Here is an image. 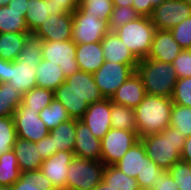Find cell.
<instances>
[{
  "mask_svg": "<svg viewBox=\"0 0 191 190\" xmlns=\"http://www.w3.org/2000/svg\"><path fill=\"white\" fill-rule=\"evenodd\" d=\"M54 98L62 103L73 119L80 120L89 107L85 99L70 88L65 81L54 91Z\"/></svg>",
  "mask_w": 191,
  "mask_h": 190,
  "instance_id": "24",
  "label": "cell"
},
{
  "mask_svg": "<svg viewBox=\"0 0 191 190\" xmlns=\"http://www.w3.org/2000/svg\"><path fill=\"white\" fill-rule=\"evenodd\" d=\"M42 42L43 40L41 38H38L33 33H30L25 39V44L17 60H25L29 62L41 61Z\"/></svg>",
  "mask_w": 191,
  "mask_h": 190,
  "instance_id": "40",
  "label": "cell"
},
{
  "mask_svg": "<svg viewBox=\"0 0 191 190\" xmlns=\"http://www.w3.org/2000/svg\"><path fill=\"white\" fill-rule=\"evenodd\" d=\"M42 59L60 66L65 78L79 71L76 61V44L72 40L43 41Z\"/></svg>",
  "mask_w": 191,
  "mask_h": 190,
  "instance_id": "9",
  "label": "cell"
},
{
  "mask_svg": "<svg viewBox=\"0 0 191 190\" xmlns=\"http://www.w3.org/2000/svg\"><path fill=\"white\" fill-rule=\"evenodd\" d=\"M17 138L13 117H0V155L13 149Z\"/></svg>",
  "mask_w": 191,
  "mask_h": 190,
  "instance_id": "39",
  "label": "cell"
},
{
  "mask_svg": "<svg viewBox=\"0 0 191 190\" xmlns=\"http://www.w3.org/2000/svg\"><path fill=\"white\" fill-rule=\"evenodd\" d=\"M148 160L145 146L139 139L114 166L127 176L136 178L138 174H141Z\"/></svg>",
  "mask_w": 191,
  "mask_h": 190,
  "instance_id": "23",
  "label": "cell"
},
{
  "mask_svg": "<svg viewBox=\"0 0 191 190\" xmlns=\"http://www.w3.org/2000/svg\"><path fill=\"white\" fill-rule=\"evenodd\" d=\"M155 31L150 17L139 16L114 32L138 60H143L150 52Z\"/></svg>",
  "mask_w": 191,
  "mask_h": 190,
  "instance_id": "4",
  "label": "cell"
},
{
  "mask_svg": "<svg viewBox=\"0 0 191 190\" xmlns=\"http://www.w3.org/2000/svg\"><path fill=\"white\" fill-rule=\"evenodd\" d=\"M29 6V0H11L8 3V7L16 10L27 11Z\"/></svg>",
  "mask_w": 191,
  "mask_h": 190,
  "instance_id": "53",
  "label": "cell"
},
{
  "mask_svg": "<svg viewBox=\"0 0 191 190\" xmlns=\"http://www.w3.org/2000/svg\"><path fill=\"white\" fill-rule=\"evenodd\" d=\"M186 1L191 6V0H183Z\"/></svg>",
  "mask_w": 191,
  "mask_h": 190,
  "instance_id": "58",
  "label": "cell"
},
{
  "mask_svg": "<svg viewBox=\"0 0 191 190\" xmlns=\"http://www.w3.org/2000/svg\"><path fill=\"white\" fill-rule=\"evenodd\" d=\"M16 155L13 150L0 155V186L13 185L20 178Z\"/></svg>",
  "mask_w": 191,
  "mask_h": 190,
  "instance_id": "34",
  "label": "cell"
},
{
  "mask_svg": "<svg viewBox=\"0 0 191 190\" xmlns=\"http://www.w3.org/2000/svg\"><path fill=\"white\" fill-rule=\"evenodd\" d=\"M113 7V0H83L76 10L80 14L99 16L101 20L109 23Z\"/></svg>",
  "mask_w": 191,
  "mask_h": 190,
  "instance_id": "36",
  "label": "cell"
},
{
  "mask_svg": "<svg viewBox=\"0 0 191 190\" xmlns=\"http://www.w3.org/2000/svg\"><path fill=\"white\" fill-rule=\"evenodd\" d=\"M140 139L148 158L163 170L168 171L173 164L181 161V151L186 137L180 130L169 126L161 133L147 135Z\"/></svg>",
  "mask_w": 191,
  "mask_h": 190,
  "instance_id": "2",
  "label": "cell"
},
{
  "mask_svg": "<svg viewBox=\"0 0 191 190\" xmlns=\"http://www.w3.org/2000/svg\"><path fill=\"white\" fill-rule=\"evenodd\" d=\"M181 161L191 163V136L185 140L184 147L181 151Z\"/></svg>",
  "mask_w": 191,
  "mask_h": 190,
  "instance_id": "52",
  "label": "cell"
},
{
  "mask_svg": "<svg viewBox=\"0 0 191 190\" xmlns=\"http://www.w3.org/2000/svg\"><path fill=\"white\" fill-rule=\"evenodd\" d=\"M171 99L173 104L191 107V77L176 81Z\"/></svg>",
  "mask_w": 191,
  "mask_h": 190,
  "instance_id": "44",
  "label": "cell"
},
{
  "mask_svg": "<svg viewBox=\"0 0 191 190\" xmlns=\"http://www.w3.org/2000/svg\"><path fill=\"white\" fill-rule=\"evenodd\" d=\"M74 156L101 161V140L96 138L88 126L76 119Z\"/></svg>",
  "mask_w": 191,
  "mask_h": 190,
  "instance_id": "15",
  "label": "cell"
},
{
  "mask_svg": "<svg viewBox=\"0 0 191 190\" xmlns=\"http://www.w3.org/2000/svg\"><path fill=\"white\" fill-rule=\"evenodd\" d=\"M53 99L54 91L35 87L23 95L22 103L39 114L44 107L49 106Z\"/></svg>",
  "mask_w": 191,
  "mask_h": 190,
  "instance_id": "37",
  "label": "cell"
},
{
  "mask_svg": "<svg viewBox=\"0 0 191 190\" xmlns=\"http://www.w3.org/2000/svg\"><path fill=\"white\" fill-rule=\"evenodd\" d=\"M111 126L114 129L137 131L135 110L111 101Z\"/></svg>",
  "mask_w": 191,
  "mask_h": 190,
  "instance_id": "32",
  "label": "cell"
},
{
  "mask_svg": "<svg viewBox=\"0 0 191 190\" xmlns=\"http://www.w3.org/2000/svg\"><path fill=\"white\" fill-rule=\"evenodd\" d=\"M105 61L121 64H138L139 60L115 32L107 33L101 40Z\"/></svg>",
  "mask_w": 191,
  "mask_h": 190,
  "instance_id": "20",
  "label": "cell"
},
{
  "mask_svg": "<svg viewBox=\"0 0 191 190\" xmlns=\"http://www.w3.org/2000/svg\"><path fill=\"white\" fill-rule=\"evenodd\" d=\"M27 11L0 6V33L30 32L25 22Z\"/></svg>",
  "mask_w": 191,
  "mask_h": 190,
  "instance_id": "29",
  "label": "cell"
},
{
  "mask_svg": "<svg viewBox=\"0 0 191 190\" xmlns=\"http://www.w3.org/2000/svg\"><path fill=\"white\" fill-rule=\"evenodd\" d=\"M170 126L180 130L186 138L191 136V107L173 104Z\"/></svg>",
  "mask_w": 191,
  "mask_h": 190,
  "instance_id": "38",
  "label": "cell"
},
{
  "mask_svg": "<svg viewBox=\"0 0 191 190\" xmlns=\"http://www.w3.org/2000/svg\"><path fill=\"white\" fill-rule=\"evenodd\" d=\"M16 155L17 163L21 173L39 170L43 163L36 148L35 142L16 138L12 149Z\"/></svg>",
  "mask_w": 191,
  "mask_h": 190,
  "instance_id": "21",
  "label": "cell"
},
{
  "mask_svg": "<svg viewBox=\"0 0 191 190\" xmlns=\"http://www.w3.org/2000/svg\"><path fill=\"white\" fill-rule=\"evenodd\" d=\"M146 91L141 77L133 73L111 96V101L135 109L144 99Z\"/></svg>",
  "mask_w": 191,
  "mask_h": 190,
  "instance_id": "18",
  "label": "cell"
},
{
  "mask_svg": "<svg viewBox=\"0 0 191 190\" xmlns=\"http://www.w3.org/2000/svg\"><path fill=\"white\" fill-rule=\"evenodd\" d=\"M72 13L58 15L52 13L33 33L43 41H66L72 39Z\"/></svg>",
  "mask_w": 191,
  "mask_h": 190,
  "instance_id": "12",
  "label": "cell"
},
{
  "mask_svg": "<svg viewBox=\"0 0 191 190\" xmlns=\"http://www.w3.org/2000/svg\"><path fill=\"white\" fill-rule=\"evenodd\" d=\"M13 118L17 138L37 142L50 133V130L39 117V114L36 111L30 110L23 103L17 107Z\"/></svg>",
  "mask_w": 191,
  "mask_h": 190,
  "instance_id": "10",
  "label": "cell"
},
{
  "mask_svg": "<svg viewBox=\"0 0 191 190\" xmlns=\"http://www.w3.org/2000/svg\"><path fill=\"white\" fill-rule=\"evenodd\" d=\"M105 165L102 161L74 156L66 181V190H94L102 181Z\"/></svg>",
  "mask_w": 191,
  "mask_h": 190,
  "instance_id": "5",
  "label": "cell"
},
{
  "mask_svg": "<svg viewBox=\"0 0 191 190\" xmlns=\"http://www.w3.org/2000/svg\"><path fill=\"white\" fill-rule=\"evenodd\" d=\"M76 61L80 71L96 72L105 62L101 42L76 44Z\"/></svg>",
  "mask_w": 191,
  "mask_h": 190,
  "instance_id": "22",
  "label": "cell"
},
{
  "mask_svg": "<svg viewBox=\"0 0 191 190\" xmlns=\"http://www.w3.org/2000/svg\"><path fill=\"white\" fill-rule=\"evenodd\" d=\"M113 6L123 7V6H133V0H113Z\"/></svg>",
  "mask_w": 191,
  "mask_h": 190,
  "instance_id": "54",
  "label": "cell"
},
{
  "mask_svg": "<svg viewBox=\"0 0 191 190\" xmlns=\"http://www.w3.org/2000/svg\"><path fill=\"white\" fill-rule=\"evenodd\" d=\"M65 82L70 85V88L85 99L89 105L105 99L96 85L92 73L79 70L71 76L65 78Z\"/></svg>",
  "mask_w": 191,
  "mask_h": 190,
  "instance_id": "19",
  "label": "cell"
},
{
  "mask_svg": "<svg viewBox=\"0 0 191 190\" xmlns=\"http://www.w3.org/2000/svg\"><path fill=\"white\" fill-rule=\"evenodd\" d=\"M10 61L0 58V83L9 81Z\"/></svg>",
  "mask_w": 191,
  "mask_h": 190,
  "instance_id": "51",
  "label": "cell"
},
{
  "mask_svg": "<svg viewBox=\"0 0 191 190\" xmlns=\"http://www.w3.org/2000/svg\"><path fill=\"white\" fill-rule=\"evenodd\" d=\"M102 181L116 190H140L136 178L127 176L114 165H105Z\"/></svg>",
  "mask_w": 191,
  "mask_h": 190,
  "instance_id": "31",
  "label": "cell"
},
{
  "mask_svg": "<svg viewBox=\"0 0 191 190\" xmlns=\"http://www.w3.org/2000/svg\"><path fill=\"white\" fill-rule=\"evenodd\" d=\"M35 144L36 148H38L37 152L43 161L58 151L57 149H54L53 138L50 135L45 136L41 140L35 142Z\"/></svg>",
  "mask_w": 191,
  "mask_h": 190,
  "instance_id": "48",
  "label": "cell"
},
{
  "mask_svg": "<svg viewBox=\"0 0 191 190\" xmlns=\"http://www.w3.org/2000/svg\"><path fill=\"white\" fill-rule=\"evenodd\" d=\"M140 15L136 12L133 7L123 6V7H113V12L109 21L110 32H114L120 27L124 26L128 22L138 18Z\"/></svg>",
  "mask_w": 191,
  "mask_h": 190,
  "instance_id": "43",
  "label": "cell"
},
{
  "mask_svg": "<svg viewBox=\"0 0 191 190\" xmlns=\"http://www.w3.org/2000/svg\"><path fill=\"white\" fill-rule=\"evenodd\" d=\"M72 41L75 44L101 42L110 32L109 23L101 20L99 16L80 14L77 10L72 12Z\"/></svg>",
  "mask_w": 191,
  "mask_h": 190,
  "instance_id": "8",
  "label": "cell"
},
{
  "mask_svg": "<svg viewBox=\"0 0 191 190\" xmlns=\"http://www.w3.org/2000/svg\"><path fill=\"white\" fill-rule=\"evenodd\" d=\"M165 0H133V8L140 16L150 17L153 9L160 6Z\"/></svg>",
  "mask_w": 191,
  "mask_h": 190,
  "instance_id": "47",
  "label": "cell"
},
{
  "mask_svg": "<svg viewBox=\"0 0 191 190\" xmlns=\"http://www.w3.org/2000/svg\"><path fill=\"white\" fill-rule=\"evenodd\" d=\"M172 65L178 79L191 77V49H183Z\"/></svg>",
  "mask_w": 191,
  "mask_h": 190,
  "instance_id": "46",
  "label": "cell"
},
{
  "mask_svg": "<svg viewBox=\"0 0 191 190\" xmlns=\"http://www.w3.org/2000/svg\"><path fill=\"white\" fill-rule=\"evenodd\" d=\"M13 190H57L51 181L42 173L34 170L21 173L20 178L13 184Z\"/></svg>",
  "mask_w": 191,
  "mask_h": 190,
  "instance_id": "30",
  "label": "cell"
},
{
  "mask_svg": "<svg viewBox=\"0 0 191 190\" xmlns=\"http://www.w3.org/2000/svg\"><path fill=\"white\" fill-rule=\"evenodd\" d=\"M76 119L71 118L53 128L49 135L53 138L54 149L58 151H74Z\"/></svg>",
  "mask_w": 191,
  "mask_h": 190,
  "instance_id": "28",
  "label": "cell"
},
{
  "mask_svg": "<svg viewBox=\"0 0 191 190\" xmlns=\"http://www.w3.org/2000/svg\"><path fill=\"white\" fill-rule=\"evenodd\" d=\"M40 61L29 62L25 60L10 61V73L8 83L24 95L37 87L36 69Z\"/></svg>",
  "mask_w": 191,
  "mask_h": 190,
  "instance_id": "16",
  "label": "cell"
},
{
  "mask_svg": "<svg viewBox=\"0 0 191 190\" xmlns=\"http://www.w3.org/2000/svg\"><path fill=\"white\" fill-rule=\"evenodd\" d=\"M30 32L0 33V58L16 61Z\"/></svg>",
  "mask_w": 191,
  "mask_h": 190,
  "instance_id": "26",
  "label": "cell"
},
{
  "mask_svg": "<svg viewBox=\"0 0 191 190\" xmlns=\"http://www.w3.org/2000/svg\"><path fill=\"white\" fill-rule=\"evenodd\" d=\"M167 172L176 181L179 190H191V163L176 162Z\"/></svg>",
  "mask_w": 191,
  "mask_h": 190,
  "instance_id": "41",
  "label": "cell"
},
{
  "mask_svg": "<svg viewBox=\"0 0 191 190\" xmlns=\"http://www.w3.org/2000/svg\"><path fill=\"white\" fill-rule=\"evenodd\" d=\"M111 99L105 98L102 101L92 103L80 119L83 121L92 134L102 139L104 135L112 128L111 126Z\"/></svg>",
  "mask_w": 191,
  "mask_h": 190,
  "instance_id": "13",
  "label": "cell"
},
{
  "mask_svg": "<svg viewBox=\"0 0 191 190\" xmlns=\"http://www.w3.org/2000/svg\"><path fill=\"white\" fill-rule=\"evenodd\" d=\"M11 0H0V6H8V3L10 2Z\"/></svg>",
  "mask_w": 191,
  "mask_h": 190,
  "instance_id": "57",
  "label": "cell"
},
{
  "mask_svg": "<svg viewBox=\"0 0 191 190\" xmlns=\"http://www.w3.org/2000/svg\"><path fill=\"white\" fill-rule=\"evenodd\" d=\"M64 81L65 77L60 66L44 59L37 65V87L55 91Z\"/></svg>",
  "mask_w": 191,
  "mask_h": 190,
  "instance_id": "25",
  "label": "cell"
},
{
  "mask_svg": "<svg viewBox=\"0 0 191 190\" xmlns=\"http://www.w3.org/2000/svg\"><path fill=\"white\" fill-rule=\"evenodd\" d=\"M172 106L173 102L169 97L146 94L134 109L139 139L161 133L169 127Z\"/></svg>",
  "mask_w": 191,
  "mask_h": 190,
  "instance_id": "1",
  "label": "cell"
},
{
  "mask_svg": "<svg viewBox=\"0 0 191 190\" xmlns=\"http://www.w3.org/2000/svg\"><path fill=\"white\" fill-rule=\"evenodd\" d=\"M138 140L137 131L111 128L101 139V161L116 164Z\"/></svg>",
  "mask_w": 191,
  "mask_h": 190,
  "instance_id": "6",
  "label": "cell"
},
{
  "mask_svg": "<svg viewBox=\"0 0 191 190\" xmlns=\"http://www.w3.org/2000/svg\"><path fill=\"white\" fill-rule=\"evenodd\" d=\"M157 182L152 190H179L176 181L170 174L164 170L161 174L157 175Z\"/></svg>",
  "mask_w": 191,
  "mask_h": 190,
  "instance_id": "49",
  "label": "cell"
},
{
  "mask_svg": "<svg viewBox=\"0 0 191 190\" xmlns=\"http://www.w3.org/2000/svg\"><path fill=\"white\" fill-rule=\"evenodd\" d=\"M94 190H116L113 187H111L110 185L104 183L103 181H101L95 188Z\"/></svg>",
  "mask_w": 191,
  "mask_h": 190,
  "instance_id": "55",
  "label": "cell"
},
{
  "mask_svg": "<svg viewBox=\"0 0 191 190\" xmlns=\"http://www.w3.org/2000/svg\"><path fill=\"white\" fill-rule=\"evenodd\" d=\"M73 158V151H57L43 161L40 170L57 190H66L67 173Z\"/></svg>",
  "mask_w": 191,
  "mask_h": 190,
  "instance_id": "14",
  "label": "cell"
},
{
  "mask_svg": "<svg viewBox=\"0 0 191 190\" xmlns=\"http://www.w3.org/2000/svg\"><path fill=\"white\" fill-rule=\"evenodd\" d=\"M54 5V14L72 13L78 7L77 0H49Z\"/></svg>",
  "mask_w": 191,
  "mask_h": 190,
  "instance_id": "50",
  "label": "cell"
},
{
  "mask_svg": "<svg viewBox=\"0 0 191 190\" xmlns=\"http://www.w3.org/2000/svg\"><path fill=\"white\" fill-rule=\"evenodd\" d=\"M141 77L146 94L172 97L178 77L171 63L144 58L136 67Z\"/></svg>",
  "mask_w": 191,
  "mask_h": 190,
  "instance_id": "3",
  "label": "cell"
},
{
  "mask_svg": "<svg viewBox=\"0 0 191 190\" xmlns=\"http://www.w3.org/2000/svg\"><path fill=\"white\" fill-rule=\"evenodd\" d=\"M191 16V6L183 0H165L153 9L151 22L158 30H171Z\"/></svg>",
  "mask_w": 191,
  "mask_h": 190,
  "instance_id": "11",
  "label": "cell"
},
{
  "mask_svg": "<svg viewBox=\"0 0 191 190\" xmlns=\"http://www.w3.org/2000/svg\"><path fill=\"white\" fill-rule=\"evenodd\" d=\"M182 50L169 30L156 29L147 58L172 64Z\"/></svg>",
  "mask_w": 191,
  "mask_h": 190,
  "instance_id": "17",
  "label": "cell"
},
{
  "mask_svg": "<svg viewBox=\"0 0 191 190\" xmlns=\"http://www.w3.org/2000/svg\"><path fill=\"white\" fill-rule=\"evenodd\" d=\"M163 171L164 170L151 159L145 162L144 169L141 174H138L136 177L140 190H152L157 182V175L161 174Z\"/></svg>",
  "mask_w": 191,
  "mask_h": 190,
  "instance_id": "42",
  "label": "cell"
},
{
  "mask_svg": "<svg viewBox=\"0 0 191 190\" xmlns=\"http://www.w3.org/2000/svg\"><path fill=\"white\" fill-rule=\"evenodd\" d=\"M138 64H121L105 61L104 64L93 73L94 80L105 98H111L116 90L136 72Z\"/></svg>",
  "mask_w": 191,
  "mask_h": 190,
  "instance_id": "7",
  "label": "cell"
},
{
  "mask_svg": "<svg viewBox=\"0 0 191 190\" xmlns=\"http://www.w3.org/2000/svg\"><path fill=\"white\" fill-rule=\"evenodd\" d=\"M170 32L182 49H191V16L174 26Z\"/></svg>",
  "mask_w": 191,
  "mask_h": 190,
  "instance_id": "45",
  "label": "cell"
},
{
  "mask_svg": "<svg viewBox=\"0 0 191 190\" xmlns=\"http://www.w3.org/2000/svg\"><path fill=\"white\" fill-rule=\"evenodd\" d=\"M39 117L50 131L71 119L65 107L56 98L39 112Z\"/></svg>",
  "mask_w": 191,
  "mask_h": 190,
  "instance_id": "35",
  "label": "cell"
},
{
  "mask_svg": "<svg viewBox=\"0 0 191 190\" xmlns=\"http://www.w3.org/2000/svg\"><path fill=\"white\" fill-rule=\"evenodd\" d=\"M53 11L54 5L49 0H29L25 22L30 33H34L47 20V17L54 13Z\"/></svg>",
  "mask_w": 191,
  "mask_h": 190,
  "instance_id": "27",
  "label": "cell"
},
{
  "mask_svg": "<svg viewBox=\"0 0 191 190\" xmlns=\"http://www.w3.org/2000/svg\"><path fill=\"white\" fill-rule=\"evenodd\" d=\"M0 190H13V185L0 186Z\"/></svg>",
  "mask_w": 191,
  "mask_h": 190,
  "instance_id": "56",
  "label": "cell"
},
{
  "mask_svg": "<svg viewBox=\"0 0 191 190\" xmlns=\"http://www.w3.org/2000/svg\"><path fill=\"white\" fill-rule=\"evenodd\" d=\"M23 95L8 82L0 83V117H13Z\"/></svg>",
  "mask_w": 191,
  "mask_h": 190,
  "instance_id": "33",
  "label": "cell"
}]
</instances>
